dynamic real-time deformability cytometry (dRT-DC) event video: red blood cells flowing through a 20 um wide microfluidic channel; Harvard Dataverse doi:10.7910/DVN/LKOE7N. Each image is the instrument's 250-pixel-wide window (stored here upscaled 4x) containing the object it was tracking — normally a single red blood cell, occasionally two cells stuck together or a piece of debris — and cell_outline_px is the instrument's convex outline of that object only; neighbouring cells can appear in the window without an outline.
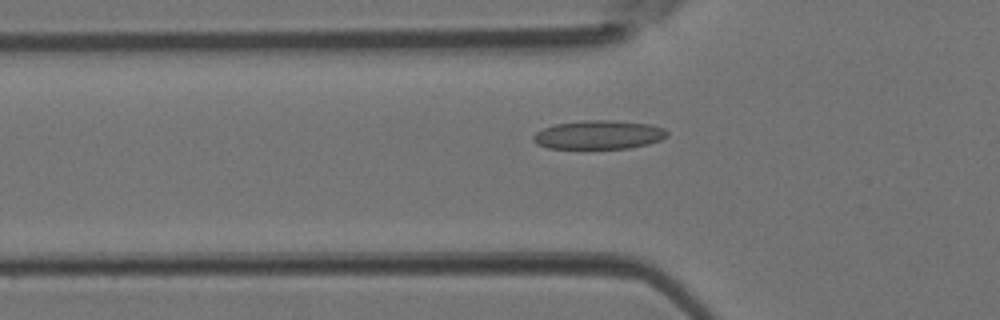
{"species": "Egyptian fruit bat (a non-hibernating species)", "species_latin": "Rousettus aegyptiacus", "temperature_condition": "room temperature", "stored_images_in_passage": 33, "camera_frame_rate_fps": 3000, "um_per_image_px": 0.085, "animal": {"sex": "female"}, "frame": {"image": 1, "passage_image": 3, "time_ms": 0.667, "image_size_px": [1000, 320], "cell_outline_px": [[668, 136], [660, 140], [648, 144], [632, 148], [548, 148], [536, 144], [532, 140], [532, 136], [536, 132], [544, 128], [556, 124], [580, 120], [612, 120], [648, 124], [664, 128], [668, 132]], "centroid_in_image_um": [50.88, 11.45], "position_along_channel_um": 74.9, "area_um2": 22.48}}
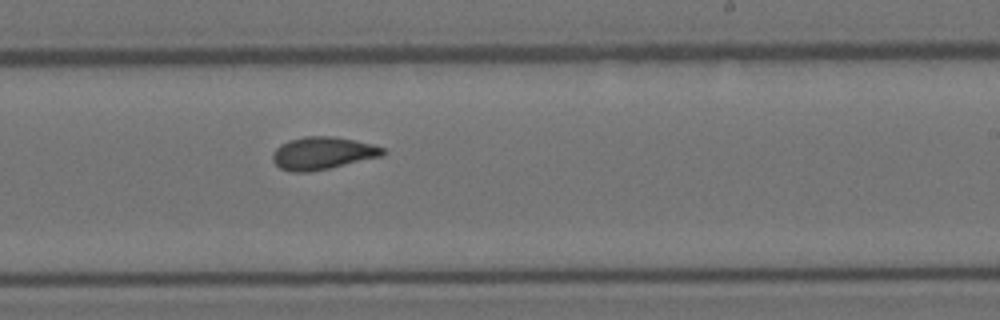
{"frame": {"image": 2, "passage_image": 15, "time_ms": 4.667, "image_size_px": [1000, 320], "cell_outline_px": [[388, 152], [384, 156], [328, 168], [308, 172], [292, 172], [280, 168], [272, 160], [272, 152], [280, 144], [288, 140], [304, 136], [332, 136], [372, 144], [384, 148]], "centroid_in_image_um": [27.42, 13.02], "position_along_channel_um": 261.6, "area_um2": 20.98}}
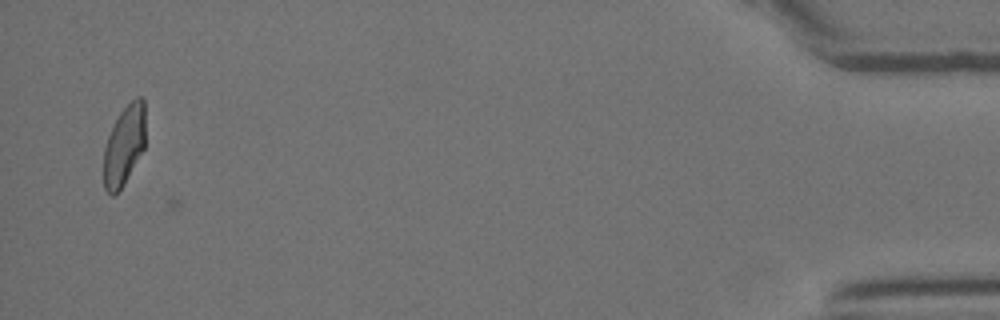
{"frame": {"image": 3, "passage_image": 31, "time_ms": 10.0, "image_size_px": [1000, 320], "cell_outline_px": [[144, 148], [124, 184], [112, 196], [104, 188], [104, 148], [108, 136], [120, 112], [136, 96], [140, 96], [144, 100]], "centroid_in_image_um": [10.55, 12.35], "position_along_channel_um": 424.7, "area_um2": 19.07}}